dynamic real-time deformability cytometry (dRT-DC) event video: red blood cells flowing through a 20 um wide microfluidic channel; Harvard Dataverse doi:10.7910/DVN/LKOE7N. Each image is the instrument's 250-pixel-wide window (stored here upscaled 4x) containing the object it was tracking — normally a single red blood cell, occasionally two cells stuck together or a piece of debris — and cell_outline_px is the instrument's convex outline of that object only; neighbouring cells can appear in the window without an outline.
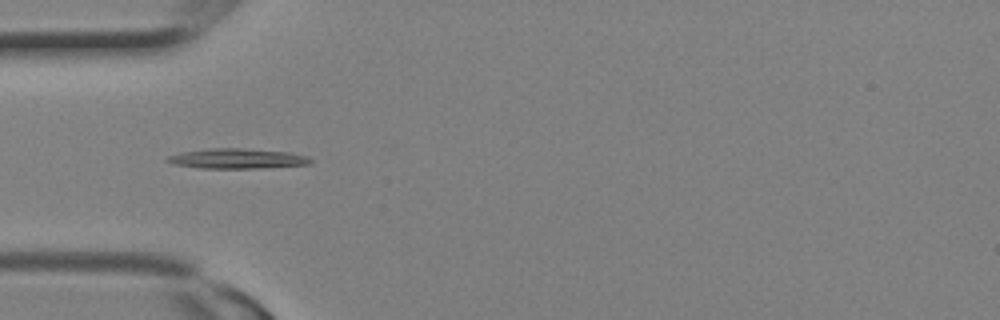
{"species": "Egyptian fruit bat (a non-hibernating species)", "species_latin": "Rousettus aegyptiacus", "temperature_condition": "room temperature", "stored_images_in_passage": 3, "camera_frame_rate_fps": 3000, "um_per_image_px": 0.085, "animal": {"sex": "female"}, "frame": {"image": 1, "passage_image": 3, "time_ms": 0.667, "image_size_px": [1000, 320], "cell_outline_px": [[312, 160], [308, 164], [256, 168], [200, 168], [172, 164], [164, 160], [168, 156], [180, 152], [212, 148], [240, 148], [288, 152], [308, 156]], "centroid_in_image_um": [20.1, 13.48], "position_along_channel_um": 64.9, "area_um2": 16.59}}